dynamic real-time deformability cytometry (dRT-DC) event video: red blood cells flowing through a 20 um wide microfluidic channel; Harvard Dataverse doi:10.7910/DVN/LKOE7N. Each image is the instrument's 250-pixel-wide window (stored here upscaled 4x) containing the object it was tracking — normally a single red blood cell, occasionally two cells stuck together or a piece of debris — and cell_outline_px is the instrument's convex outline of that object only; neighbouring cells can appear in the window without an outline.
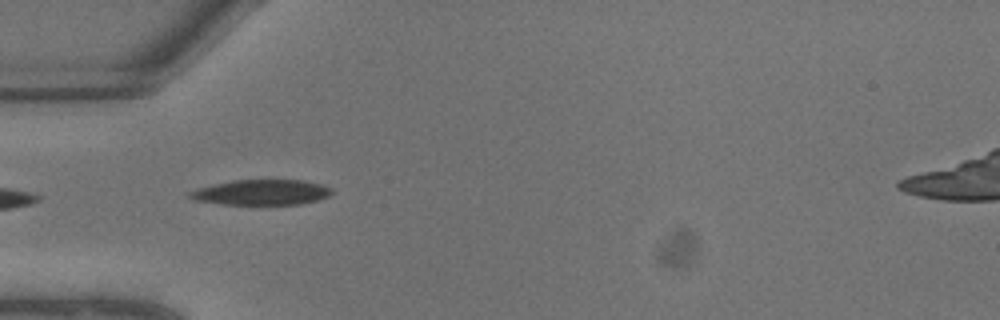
{"species": "common noctule bat (a hibernating species)", "species_latin": "Nyctalus noctula", "temperature_condition": "warm", "stored_images_in_passage": 4, "camera_frame_rate_fps": 3000, "um_per_image_px": 0.085, "animal": {"sex": "male", "body_mass_g": 13.3}, "frame": {"image": 1, "passage_image": 3, "time_ms": 0.667, "image_size_px": [1000, 320], "cell_outline_px": [[332, 192], [328, 196], [320, 200], [300, 204], [224, 204], [196, 200], [188, 196], [188, 192], [200, 188], [232, 180], [304, 180], [320, 184], [332, 188]], "centroid_in_image_um": [22.28, 16.35], "position_along_channel_um": 62.7, "area_um2": 20.75}}